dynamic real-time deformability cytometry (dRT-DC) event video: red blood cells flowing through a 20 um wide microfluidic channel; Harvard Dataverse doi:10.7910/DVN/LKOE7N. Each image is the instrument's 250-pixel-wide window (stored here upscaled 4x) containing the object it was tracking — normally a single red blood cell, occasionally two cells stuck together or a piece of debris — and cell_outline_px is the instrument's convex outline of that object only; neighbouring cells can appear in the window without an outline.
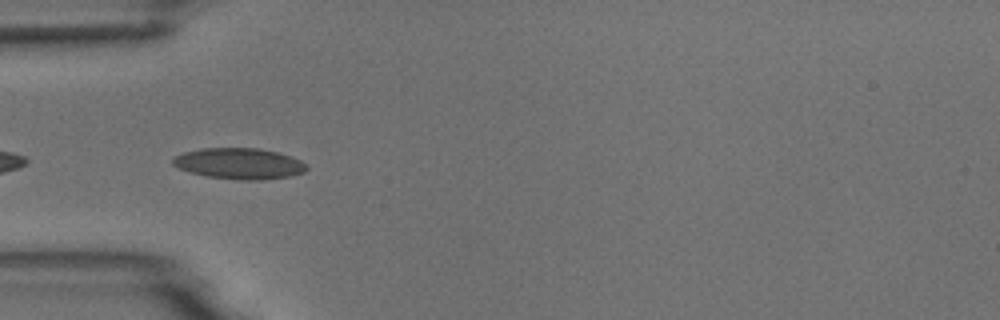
{"species": "common noctule bat (a hibernating species)", "species_latin": "Nyctalus noctula", "temperature_condition": "room temperature", "stored_images_in_passage": 5, "camera_frame_rate_fps": 3000, "um_per_image_px": 0.085, "animal": {"sex": "male", "body_mass_g": 18.8}, "frame": {"image": 1, "passage_image": 2, "time_ms": 0.333, "image_size_px": [1000, 320], "cell_outline_px": [[308, 168], [304, 172], [292, 176], [264, 180], [236, 180], [208, 176], [188, 172], [176, 168], [172, 164], [172, 160], [176, 156], [184, 152], [200, 148], [256, 148], [276, 152], [292, 156], [308, 164]], "centroid_in_image_um": [20.35, 13.91], "position_along_channel_um": 64.7, "area_um2": 24.45}}